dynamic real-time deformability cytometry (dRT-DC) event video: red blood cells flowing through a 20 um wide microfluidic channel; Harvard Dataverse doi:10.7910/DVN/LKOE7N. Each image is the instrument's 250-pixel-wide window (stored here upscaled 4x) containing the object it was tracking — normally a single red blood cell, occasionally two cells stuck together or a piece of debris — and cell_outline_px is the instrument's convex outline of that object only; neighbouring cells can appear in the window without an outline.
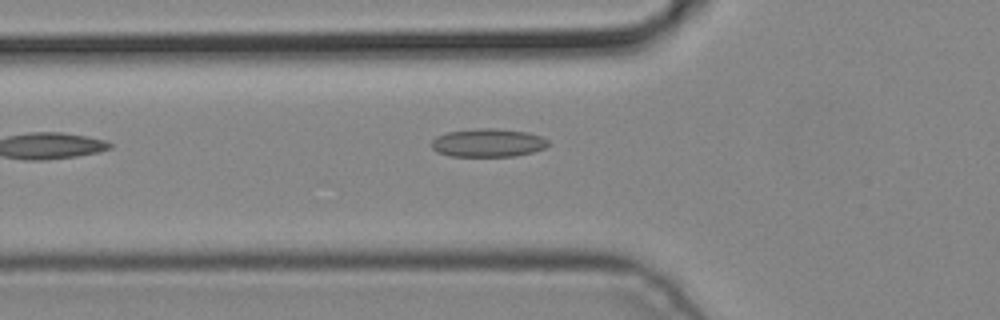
{"species": "common noctule bat (a hibernating species)", "species_latin": "Nyctalus noctula", "temperature_condition": "cold", "stored_images_in_passage": 7, "camera_frame_rate_fps": 3000, "um_per_image_px": 0.085, "animal": {"sex": "male", "body_mass_g": 19.2, "forearm_length_mm": 51.8}, "frame": {"image": 1, "passage_image": 7, "time_ms": 2.0, "image_size_px": [1000, 320], "cell_outline_px": [[548, 144], [544, 148], [532, 152], [516, 156], [448, 156], [436, 152], [432, 148], [432, 140], [436, 136], [448, 132], [476, 128], [492, 128], [528, 132], [540, 136], [548, 140]], "centroid_in_image_um": [41.45, 12.14], "position_along_channel_um": 84.3, "area_um2": 19.25}}